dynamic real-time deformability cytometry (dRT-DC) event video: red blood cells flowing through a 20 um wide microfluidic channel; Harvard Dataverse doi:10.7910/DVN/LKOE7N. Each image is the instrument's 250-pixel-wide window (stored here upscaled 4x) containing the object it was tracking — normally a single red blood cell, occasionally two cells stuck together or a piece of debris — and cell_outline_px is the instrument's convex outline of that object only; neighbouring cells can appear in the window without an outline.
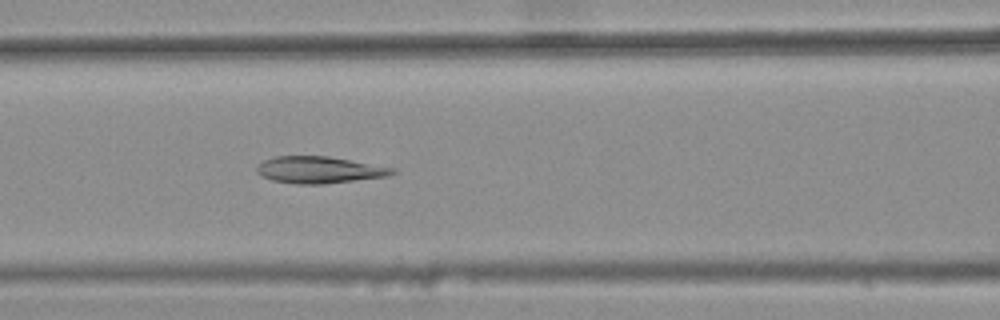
{"species": "common noctule bat (a hibernating species)", "species_latin": "Nyctalus noctula", "temperature_condition": "warm", "stored_images_in_passage": 39, "camera_frame_rate_fps": 3000, "um_per_image_px": 0.085, "animal": {"sex": "female", "body_mass_g": 25.1}, "frame": {"image": 1, "passage_image": 21, "time_ms": 6.667, "image_size_px": [1000, 320], "cell_outline_px": [[396, 172], [388, 176], [324, 184], [296, 184], [272, 180], [260, 176], [256, 172], [256, 164], [264, 160], [276, 156], [328, 156], [396, 168]], "centroid_in_image_um": [27.1, 14.44], "position_along_channel_um": 139.5, "area_um2": 21.27}}
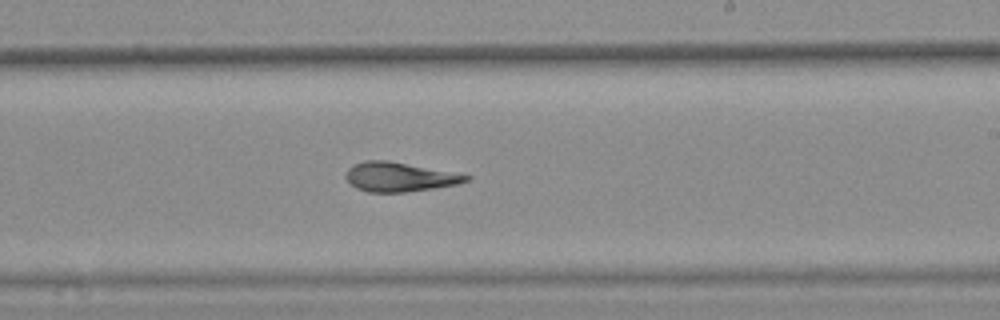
{"frame": {"image": 2, "passage_image": 30, "time_ms": 9.667, "image_size_px": [1000, 320], "cell_outline_px": [[472, 180], [456, 184], [432, 188], [404, 192], [368, 192], [356, 188], [348, 184], [344, 176], [348, 168], [352, 164], [364, 160], [388, 160], [472, 176]], "centroid_in_image_um": [33.88, 15.03], "position_along_channel_um": 255.1, "area_um2": 20.58}}
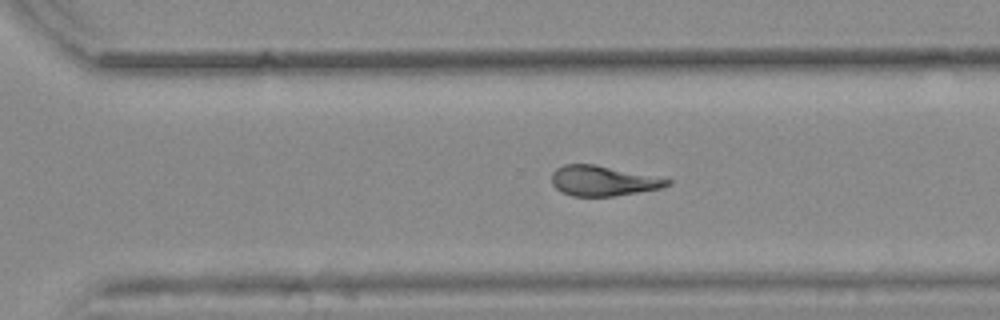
{"frame": {"image": 3, "passage_image": 35, "time_ms": 11.333, "image_size_px": [1000, 320], "cell_outline_px": [[672, 184], [660, 188], [612, 196], [572, 196], [560, 192], [552, 184], [552, 172], [556, 168], [564, 164], [596, 164], [672, 180]], "centroid_in_image_um": [51.21, 15.36], "position_along_channel_um": 319.4, "area_um2": 20.17}, "authors_computed_cell_mechanics": {"area_um2": 21.6172, "velocity_mm_per_s": 3.8641, "shape_relaxation_time_tau1_ms": null, "shape_relaxation_time_tau2_ms": 2.9865, "deformation_change_tau1": null, "deformation_change_tau2": 0.0864}}